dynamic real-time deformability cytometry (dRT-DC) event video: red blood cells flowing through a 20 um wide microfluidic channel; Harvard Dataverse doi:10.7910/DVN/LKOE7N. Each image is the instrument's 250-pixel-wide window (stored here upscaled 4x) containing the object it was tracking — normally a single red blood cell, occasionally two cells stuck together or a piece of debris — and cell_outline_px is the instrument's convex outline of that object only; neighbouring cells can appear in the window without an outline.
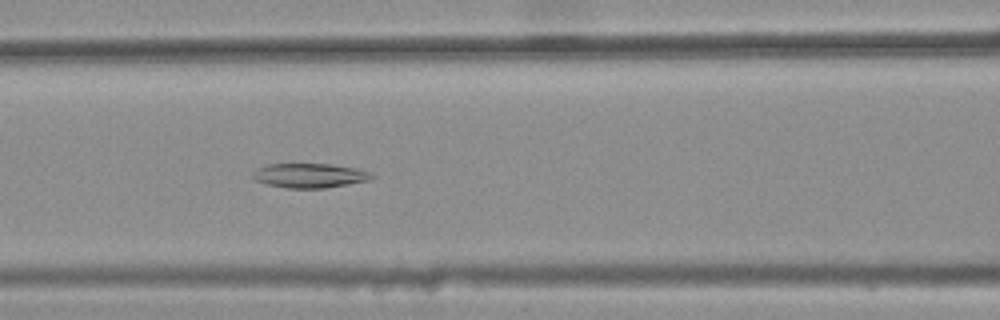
{"species": "common noctule bat (a hibernating species)", "species_latin": "Nyctalus noctula", "temperature_condition": "warm", "stored_images_in_passage": 36, "camera_frame_rate_fps": 3000, "um_per_image_px": 0.085, "animal": {"sex": "female", "body_mass_g": 25.1}, "frame": {"image": 1, "passage_image": 13, "time_ms": 4.0, "image_size_px": [1000, 320], "cell_outline_px": [[376, 176], [368, 180], [348, 184], [324, 188], [288, 188], [268, 184], [256, 180], [252, 176], [256, 168], [268, 164], [332, 164], [356, 168], [372, 172]], "centroid_in_image_um": [26.35, 14.91], "position_along_channel_um": 140.2, "area_um2": 16.88}}
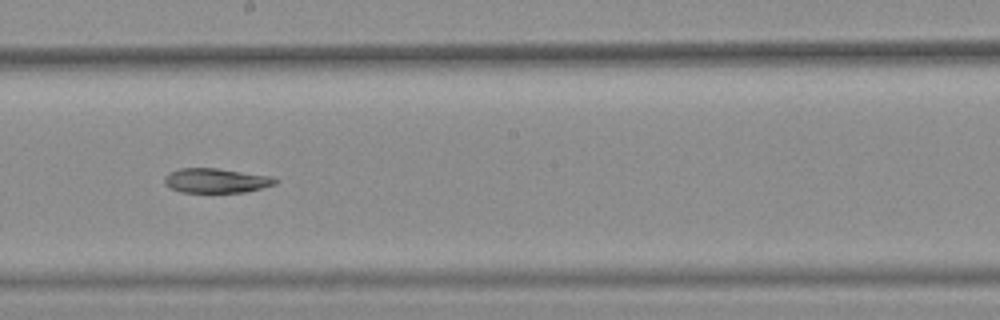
{"frame": {"image": 2, "passage_image": 20, "time_ms": 6.333, "image_size_px": [1000, 320], "cell_outline_px": [[280, 180], [276, 184], [244, 192], [180, 192], [164, 184], [164, 176], [168, 172], [180, 168], [216, 168], [272, 176]], "centroid_in_image_um": [18.36, 15.34], "position_along_channel_um": 229.8, "area_um2": 15.9}}
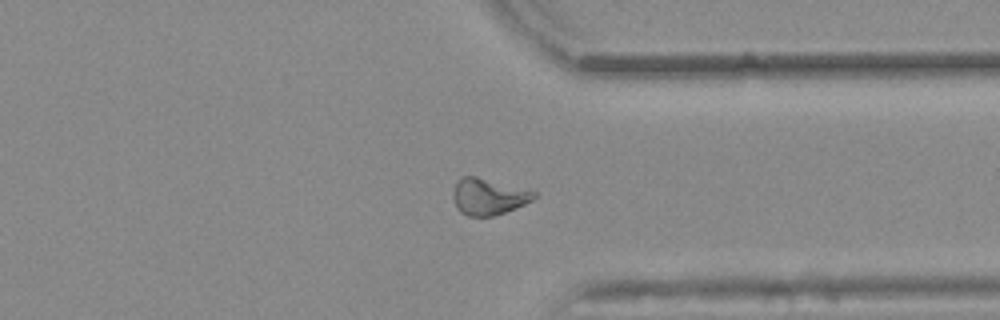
{"frame": {"image": 3, "passage_image": 31, "time_ms": 10.0, "image_size_px": [1000, 320], "cell_outline_px": [[536, 196], [532, 200], [524, 204], [504, 212], [492, 216], [468, 216], [460, 212], [456, 208], [452, 196], [452, 192], [456, 180], [460, 176], [476, 176], [536, 192]], "centroid_in_image_um": [41.44, 16.7], "position_along_channel_um": 370.0, "area_um2": 17.11}}